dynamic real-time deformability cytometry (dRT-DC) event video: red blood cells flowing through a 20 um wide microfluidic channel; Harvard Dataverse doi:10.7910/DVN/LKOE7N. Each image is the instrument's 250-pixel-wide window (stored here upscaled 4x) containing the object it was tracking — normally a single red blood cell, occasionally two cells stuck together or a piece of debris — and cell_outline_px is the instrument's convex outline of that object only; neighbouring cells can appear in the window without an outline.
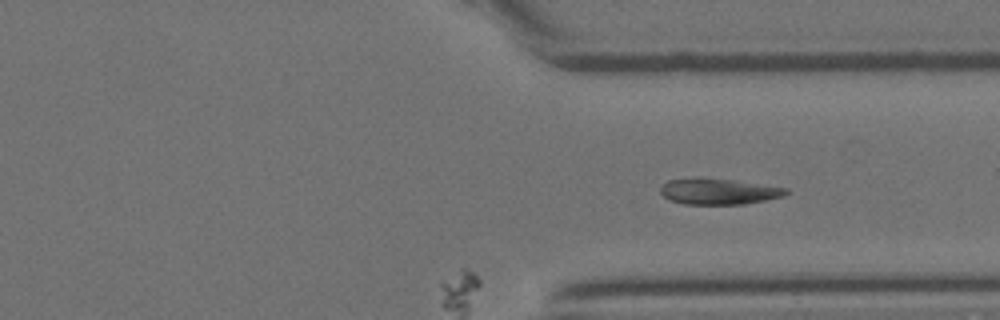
{"species": "Egyptian fruit bat (a non-hibernating species)", "species_latin": "Rousettus aegyptiacus", "temperature_condition": "room temperature", "stored_images_in_passage": 21, "camera_frame_rate_fps": 3000, "um_per_image_px": 0.085, "animal": {"sex": "female"}, "frame": {"image": 1, "passage_image": 21, "time_ms": 6.667, "image_size_px": [1000, 320], "cell_outline_px": [[788, 192], [784, 196], [744, 204], [684, 204], [668, 200], [660, 192], [660, 188], [668, 180], [696, 176], [700, 176], [732, 180], [788, 188]], "centroid_in_image_um": [61.03, 16.25], "position_along_channel_um": 350.4, "area_um2": 19.19}}